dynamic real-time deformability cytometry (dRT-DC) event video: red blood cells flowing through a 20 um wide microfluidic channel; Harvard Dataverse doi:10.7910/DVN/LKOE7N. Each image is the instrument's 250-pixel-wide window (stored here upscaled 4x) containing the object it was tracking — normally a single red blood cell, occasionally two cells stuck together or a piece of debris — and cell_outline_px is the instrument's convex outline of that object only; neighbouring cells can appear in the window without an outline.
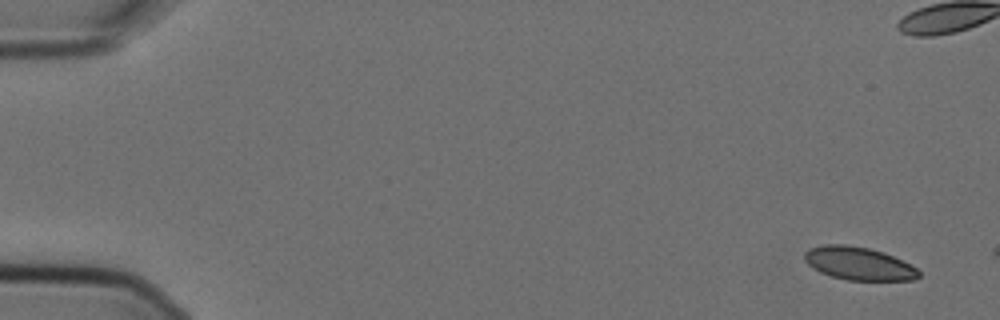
{"species": "Egyptian fruit bat (a non-hibernating species)", "species_latin": "Rousettus aegyptiacus", "temperature_condition": "cold", "stored_images_in_passage": 2, "camera_frame_rate_fps": 3000, "um_per_image_px": 0.085, "animal": {"sex": "female"}, "frame": {"image": 1, "passage_image": 1, "time_ms": 0.0, "image_size_px": [1000, 320], "cell_outline_px": [[920, 276], [916, 280], [848, 280], [832, 276], [820, 272], [812, 268], [804, 260], [804, 252], [808, 248], [824, 244], [844, 244], [868, 248], [884, 252], [916, 268], [920, 272]], "centroid_in_image_um": [72.95, 22.39], "position_along_channel_um": 12.1, "area_um2": 21.96}}